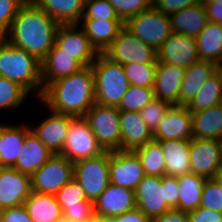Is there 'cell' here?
Returning a JSON list of instances; mask_svg holds the SVG:
<instances>
[{
    "mask_svg": "<svg viewBox=\"0 0 222 222\" xmlns=\"http://www.w3.org/2000/svg\"><path fill=\"white\" fill-rule=\"evenodd\" d=\"M60 24L32 0L19 8L3 38L42 61L55 44Z\"/></svg>",
    "mask_w": 222,
    "mask_h": 222,
    "instance_id": "obj_1",
    "label": "cell"
},
{
    "mask_svg": "<svg viewBox=\"0 0 222 222\" xmlns=\"http://www.w3.org/2000/svg\"><path fill=\"white\" fill-rule=\"evenodd\" d=\"M51 111L71 116H85L94 105L95 80L91 66L51 82L39 99Z\"/></svg>",
    "mask_w": 222,
    "mask_h": 222,
    "instance_id": "obj_2",
    "label": "cell"
},
{
    "mask_svg": "<svg viewBox=\"0 0 222 222\" xmlns=\"http://www.w3.org/2000/svg\"><path fill=\"white\" fill-rule=\"evenodd\" d=\"M0 77L12 80L29 94L35 91L38 99L43 94L41 61L3 37L0 38Z\"/></svg>",
    "mask_w": 222,
    "mask_h": 222,
    "instance_id": "obj_3",
    "label": "cell"
},
{
    "mask_svg": "<svg viewBox=\"0 0 222 222\" xmlns=\"http://www.w3.org/2000/svg\"><path fill=\"white\" fill-rule=\"evenodd\" d=\"M91 67L94 72L96 103L117 107L130 85L123 66L100 53Z\"/></svg>",
    "mask_w": 222,
    "mask_h": 222,
    "instance_id": "obj_4",
    "label": "cell"
},
{
    "mask_svg": "<svg viewBox=\"0 0 222 222\" xmlns=\"http://www.w3.org/2000/svg\"><path fill=\"white\" fill-rule=\"evenodd\" d=\"M84 117L104 151L121 150L120 111L116 107L95 102Z\"/></svg>",
    "mask_w": 222,
    "mask_h": 222,
    "instance_id": "obj_5",
    "label": "cell"
},
{
    "mask_svg": "<svg viewBox=\"0 0 222 222\" xmlns=\"http://www.w3.org/2000/svg\"><path fill=\"white\" fill-rule=\"evenodd\" d=\"M124 27L156 51L172 34L170 17L153 6L129 18Z\"/></svg>",
    "mask_w": 222,
    "mask_h": 222,
    "instance_id": "obj_6",
    "label": "cell"
},
{
    "mask_svg": "<svg viewBox=\"0 0 222 222\" xmlns=\"http://www.w3.org/2000/svg\"><path fill=\"white\" fill-rule=\"evenodd\" d=\"M105 151L97 142L84 116L73 117L60 155L73 163L100 156Z\"/></svg>",
    "mask_w": 222,
    "mask_h": 222,
    "instance_id": "obj_7",
    "label": "cell"
},
{
    "mask_svg": "<svg viewBox=\"0 0 222 222\" xmlns=\"http://www.w3.org/2000/svg\"><path fill=\"white\" fill-rule=\"evenodd\" d=\"M109 162L110 151H105L95 158L74 163V179L80 183L87 200L93 203L110 183Z\"/></svg>",
    "mask_w": 222,
    "mask_h": 222,
    "instance_id": "obj_8",
    "label": "cell"
},
{
    "mask_svg": "<svg viewBox=\"0 0 222 222\" xmlns=\"http://www.w3.org/2000/svg\"><path fill=\"white\" fill-rule=\"evenodd\" d=\"M110 61L129 63H157V51L123 27L112 44L102 53Z\"/></svg>",
    "mask_w": 222,
    "mask_h": 222,
    "instance_id": "obj_9",
    "label": "cell"
},
{
    "mask_svg": "<svg viewBox=\"0 0 222 222\" xmlns=\"http://www.w3.org/2000/svg\"><path fill=\"white\" fill-rule=\"evenodd\" d=\"M74 178V163L60 154H54L31 176L32 191L56 194Z\"/></svg>",
    "mask_w": 222,
    "mask_h": 222,
    "instance_id": "obj_10",
    "label": "cell"
},
{
    "mask_svg": "<svg viewBox=\"0 0 222 222\" xmlns=\"http://www.w3.org/2000/svg\"><path fill=\"white\" fill-rule=\"evenodd\" d=\"M145 176L141 161L135 151H110V183L135 191Z\"/></svg>",
    "mask_w": 222,
    "mask_h": 222,
    "instance_id": "obj_11",
    "label": "cell"
},
{
    "mask_svg": "<svg viewBox=\"0 0 222 222\" xmlns=\"http://www.w3.org/2000/svg\"><path fill=\"white\" fill-rule=\"evenodd\" d=\"M139 208L150 220L171 208L167 205L166 175L145 176L135 189Z\"/></svg>",
    "mask_w": 222,
    "mask_h": 222,
    "instance_id": "obj_12",
    "label": "cell"
},
{
    "mask_svg": "<svg viewBox=\"0 0 222 222\" xmlns=\"http://www.w3.org/2000/svg\"><path fill=\"white\" fill-rule=\"evenodd\" d=\"M55 43L84 67L91 66L100 54L78 24L60 25L55 36Z\"/></svg>",
    "mask_w": 222,
    "mask_h": 222,
    "instance_id": "obj_13",
    "label": "cell"
},
{
    "mask_svg": "<svg viewBox=\"0 0 222 222\" xmlns=\"http://www.w3.org/2000/svg\"><path fill=\"white\" fill-rule=\"evenodd\" d=\"M222 140L198 139L190 140V170L192 173L214 178L221 165Z\"/></svg>",
    "mask_w": 222,
    "mask_h": 222,
    "instance_id": "obj_14",
    "label": "cell"
},
{
    "mask_svg": "<svg viewBox=\"0 0 222 222\" xmlns=\"http://www.w3.org/2000/svg\"><path fill=\"white\" fill-rule=\"evenodd\" d=\"M93 205L95 218L104 221L136 208L135 191L109 183Z\"/></svg>",
    "mask_w": 222,
    "mask_h": 222,
    "instance_id": "obj_15",
    "label": "cell"
},
{
    "mask_svg": "<svg viewBox=\"0 0 222 222\" xmlns=\"http://www.w3.org/2000/svg\"><path fill=\"white\" fill-rule=\"evenodd\" d=\"M200 60L196 38L172 33L157 50V62L187 68Z\"/></svg>",
    "mask_w": 222,
    "mask_h": 222,
    "instance_id": "obj_16",
    "label": "cell"
},
{
    "mask_svg": "<svg viewBox=\"0 0 222 222\" xmlns=\"http://www.w3.org/2000/svg\"><path fill=\"white\" fill-rule=\"evenodd\" d=\"M31 192V176L0 167V210L23 205Z\"/></svg>",
    "mask_w": 222,
    "mask_h": 222,
    "instance_id": "obj_17",
    "label": "cell"
},
{
    "mask_svg": "<svg viewBox=\"0 0 222 222\" xmlns=\"http://www.w3.org/2000/svg\"><path fill=\"white\" fill-rule=\"evenodd\" d=\"M153 140L192 139V115L186 106L171 105L156 130L152 133Z\"/></svg>",
    "mask_w": 222,
    "mask_h": 222,
    "instance_id": "obj_18",
    "label": "cell"
},
{
    "mask_svg": "<svg viewBox=\"0 0 222 222\" xmlns=\"http://www.w3.org/2000/svg\"><path fill=\"white\" fill-rule=\"evenodd\" d=\"M48 110L50 115L41 120V123L34 125L35 128L30 129L53 154H59L74 116Z\"/></svg>",
    "mask_w": 222,
    "mask_h": 222,
    "instance_id": "obj_19",
    "label": "cell"
},
{
    "mask_svg": "<svg viewBox=\"0 0 222 222\" xmlns=\"http://www.w3.org/2000/svg\"><path fill=\"white\" fill-rule=\"evenodd\" d=\"M84 66L56 43L41 61L43 91L53 81L79 72Z\"/></svg>",
    "mask_w": 222,
    "mask_h": 222,
    "instance_id": "obj_20",
    "label": "cell"
},
{
    "mask_svg": "<svg viewBox=\"0 0 222 222\" xmlns=\"http://www.w3.org/2000/svg\"><path fill=\"white\" fill-rule=\"evenodd\" d=\"M185 68L157 62L154 97L171 105H179V95Z\"/></svg>",
    "mask_w": 222,
    "mask_h": 222,
    "instance_id": "obj_21",
    "label": "cell"
},
{
    "mask_svg": "<svg viewBox=\"0 0 222 222\" xmlns=\"http://www.w3.org/2000/svg\"><path fill=\"white\" fill-rule=\"evenodd\" d=\"M121 150H135L153 140L140 112L120 111Z\"/></svg>",
    "mask_w": 222,
    "mask_h": 222,
    "instance_id": "obj_22",
    "label": "cell"
},
{
    "mask_svg": "<svg viewBox=\"0 0 222 222\" xmlns=\"http://www.w3.org/2000/svg\"><path fill=\"white\" fill-rule=\"evenodd\" d=\"M54 154L30 130L25 137L24 145L13 168L20 173L32 176Z\"/></svg>",
    "mask_w": 222,
    "mask_h": 222,
    "instance_id": "obj_23",
    "label": "cell"
},
{
    "mask_svg": "<svg viewBox=\"0 0 222 222\" xmlns=\"http://www.w3.org/2000/svg\"><path fill=\"white\" fill-rule=\"evenodd\" d=\"M31 126L0 123V167H13Z\"/></svg>",
    "mask_w": 222,
    "mask_h": 222,
    "instance_id": "obj_24",
    "label": "cell"
},
{
    "mask_svg": "<svg viewBox=\"0 0 222 222\" xmlns=\"http://www.w3.org/2000/svg\"><path fill=\"white\" fill-rule=\"evenodd\" d=\"M217 64L198 60L185 69L182 80L179 105L187 106L204 86V83L216 73Z\"/></svg>",
    "mask_w": 222,
    "mask_h": 222,
    "instance_id": "obj_25",
    "label": "cell"
},
{
    "mask_svg": "<svg viewBox=\"0 0 222 222\" xmlns=\"http://www.w3.org/2000/svg\"><path fill=\"white\" fill-rule=\"evenodd\" d=\"M99 53H103L124 27L121 20L81 19L78 24Z\"/></svg>",
    "mask_w": 222,
    "mask_h": 222,
    "instance_id": "obj_26",
    "label": "cell"
},
{
    "mask_svg": "<svg viewBox=\"0 0 222 222\" xmlns=\"http://www.w3.org/2000/svg\"><path fill=\"white\" fill-rule=\"evenodd\" d=\"M157 142L164 152L167 176L178 177L191 173L190 140L176 139Z\"/></svg>",
    "mask_w": 222,
    "mask_h": 222,
    "instance_id": "obj_27",
    "label": "cell"
},
{
    "mask_svg": "<svg viewBox=\"0 0 222 222\" xmlns=\"http://www.w3.org/2000/svg\"><path fill=\"white\" fill-rule=\"evenodd\" d=\"M172 33L196 37L209 22L203 2L181 9L169 16Z\"/></svg>",
    "mask_w": 222,
    "mask_h": 222,
    "instance_id": "obj_28",
    "label": "cell"
},
{
    "mask_svg": "<svg viewBox=\"0 0 222 222\" xmlns=\"http://www.w3.org/2000/svg\"><path fill=\"white\" fill-rule=\"evenodd\" d=\"M191 115L192 138L222 140V103Z\"/></svg>",
    "mask_w": 222,
    "mask_h": 222,
    "instance_id": "obj_29",
    "label": "cell"
},
{
    "mask_svg": "<svg viewBox=\"0 0 222 222\" xmlns=\"http://www.w3.org/2000/svg\"><path fill=\"white\" fill-rule=\"evenodd\" d=\"M60 25L79 24L84 14L85 0H32Z\"/></svg>",
    "mask_w": 222,
    "mask_h": 222,
    "instance_id": "obj_30",
    "label": "cell"
},
{
    "mask_svg": "<svg viewBox=\"0 0 222 222\" xmlns=\"http://www.w3.org/2000/svg\"><path fill=\"white\" fill-rule=\"evenodd\" d=\"M23 205L34 222H55L63 216L55 194L32 191Z\"/></svg>",
    "mask_w": 222,
    "mask_h": 222,
    "instance_id": "obj_31",
    "label": "cell"
},
{
    "mask_svg": "<svg viewBox=\"0 0 222 222\" xmlns=\"http://www.w3.org/2000/svg\"><path fill=\"white\" fill-rule=\"evenodd\" d=\"M195 38L200 60L219 64L222 56V25L209 21Z\"/></svg>",
    "mask_w": 222,
    "mask_h": 222,
    "instance_id": "obj_32",
    "label": "cell"
},
{
    "mask_svg": "<svg viewBox=\"0 0 222 222\" xmlns=\"http://www.w3.org/2000/svg\"><path fill=\"white\" fill-rule=\"evenodd\" d=\"M179 199L178 208L181 211L190 212L200 207L202 191L206 178L188 173L178 176Z\"/></svg>",
    "mask_w": 222,
    "mask_h": 222,
    "instance_id": "obj_33",
    "label": "cell"
},
{
    "mask_svg": "<svg viewBox=\"0 0 222 222\" xmlns=\"http://www.w3.org/2000/svg\"><path fill=\"white\" fill-rule=\"evenodd\" d=\"M134 151L141 161L146 176L166 175L164 152L157 141L152 140Z\"/></svg>",
    "mask_w": 222,
    "mask_h": 222,
    "instance_id": "obj_34",
    "label": "cell"
},
{
    "mask_svg": "<svg viewBox=\"0 0 222 222\" xmlns=\"http://www.w3.org/2000/svg\"><path fill=\"white\" fill-rule=\"evenodd\" d=\"M220 103H222V85L219 76L215 73L186 107L190 112H199Z\"/></svg>",
    "mask_w": 222,
    "mask_h": 222,
    "instance_id": "obj_35",
    "label": "cell"
},
{
    "mask_svg": "<svg viewBox=\"0 0 222 222\" xmlns=\"http://www.w3.org/2000/svg\"><path fill=\"white\" fill-rule=\"evenodd\" d=\"M154 98L153 87L129 85L116 108L119 111L140 112Z\"/></svg>",
    "mask_w": 222,
    "mask_h": 222,
    "instance_id": "obj_36",
    "label": "cell"
},
{
    "mask_svg": "<svg viewBox=\"0 0 222 222\" xmlns=\"http://www.w3.org/2000/svg\"><path fill=\"white\" fill-rule=\"evenodd\" d=\"M28 95L29 93L17 83L0 77V110L18 109L24 104Z\"/></svg>",
    "mask_w": 222,
    "mask_h": 222,
    "instance_id": "obj_37",
    "label": "cell"
},
{
    "mask_svg": "<svg viewBox=\"0 0 222 222\" xmlns=\"http://www.w3.org/2000/svg\"><path fill=\"white\" fill-rule=\"evenodd\" d=\"M55 197L62 210L74 206H94L93 202L87 200L80 183L74 178L66 183Z\"/></svg>",
    "mask_w": 222,
    "mask_h": 222,
    "instance_id": "obj_38",
    "label": "cell"
},
{
    "mask_svg": "<svg viewBox=\"0 0 222 222\" xmlns=\"http://www.w3.org/2000/svg\"><path fill=\"white\" fill-rule=\"evenodd\" d=\"M130 85L153 87L157 63H129L122 65Z\"/></svg>",
    "mask_w": 222,
    "mask_h": 222,
    "instance_id": "obj_39",
    "label": "cell"
},
{
    "mask_svg": "<svg viewBox=\"0 0 222 222\" xmlns=\"http://www.w3.org/2000/svg\"><path fill=\"white\" fill-rule=\"evenodd\" d=\"M81 19L120 20L108 0H85L84 14Z\"/></svg>",
    "mask_w": 222,
    "mask_h": 222,
    "instance_id": "obj_40",
    "label": "cell"
},
{
    "mask_svg": "<svg viewBox=\"0 0 222 222\" xmlns=\"http://www.w3.org/2000/svg\"><path fill=\"white\" fill-rule=\"evenodd\" d=\"M120 20L125 23L129 18L152 7V0H108Z\"/></svg>",
    "mask_w": 222,
    "mask_h": 222,
    "instance_id": "obj_41",
    "label": "cell"
},
{
    "mask_svg": "<svg viewBox=\"0 0 222 222\" xmlns=\"http://www.w3.org/2000/svg\"><path fill=\"white\" fill-rule=\"evenodd\" d=\"M200 207L222 212V185L214 178L206 179Z\"/></svg>",
    "mask_w": 222,
    "mask_h": 222,
    "instance_id": "obj_42",
    "label": "cell"
},
{
    "mask_svg": "<svg viewBox=\"0 0 222 222\" xmlns=\"http://www.w3.org/2000/svg\"><path fill=\"white\" fill-rule=\"evenodd\" d=\"M170 106L171 104L168 102L154 98L140 111L142 119L152 133L156 130L158 122L164 117Z\"/></svg>",
    "mask_w": 222,
    "mask_h": 222,
    "instance_id": "obj_43",
    "label": "cell"
},
{
    "mask_svg": "<svg viewBox=\"0 0 222 222\" xmlns=\"http://www.w3.org/2000/svg\"><path fill=\"white\" fill-rule=\"evenodd\" d=\"M26 0H0V38L9 30V27Z\"/></svg>",
    "mask_w": 222,
    "mask_h": 222,
    "instance_id": "obj_44",
    "label": "cell"
},
{
    "mask_svg": "<svg viewBox=\"0 0 222 222\" xmlns=\"http://www.w3.org/2000/svg\"><path fill=\"white\" fill-rule=\"evenodd\" d=\"M202 0H152V6L165 15H172L183 8L201 3Z\"/></svg>",
    "mask_w": 222,
    "mask_h": 222,
    "instance_id": "obj_45",
    "label": "cell"
},
{
    "mask_svg": "<svg viewBox=\"0 0 222 222\" xmlns=\"http://www.w3.org/2000/svg\"><path fill=\"white\" fill-rule=\"evenodd\" d=\"M63 217L71 222H92L95 218L94 206H74L62 210Z\"/></svg>",
    "mask_w": 222,
    "mask_h": 222,
    "instance_id": "obj_46",
    "label": "cell"
},
{
    "mask_svg": "<svg viewBox=\"0 0 222 222\" xmlns=\"http://www.w3.org/2000/svg\"><path fill=\"white\" fill-rule=\"evenodd\" d=\"M0 222H34L24 205L0 210Z\"/></svg>",
    "mask_w": 222,
    "mask_h": 222,
    "instance_id": "obj_47",
    "label": "cell"
},
{
    "mask_svg": "<svg viewBox=\"0 0 222 222\" xmlns=\"http://www.w3.org/2000/svg\"><path fill=\"white\" fill-rule=\"evenodd\" d=\"M189 222H222V212L198 207L188 212Z\"/></svg>",
    "mask_w": 222,
    "mask_h": 222,
    "instance_id": "obj_48",
    "label": "cell"
},
{
    "mask_svg": "<svg viewBox=\"0 0 222 222\" xmlns=\"http://www.w3.org/2000/svg\"><path fill=\"white\" fill-rule=\"evenodd\" d=\"M167 205L171 208H178L179 183L178 178L166 175Z\"/></svg>",
    "mask_w": 222,
    "mask_h": 222,
    "instance_id": "obj_49",
    "label": "cell"
},
{
    "mask_svg": "<svg viewBox=\"0 0 222 222\" xmlns=\"http://www.w3.org/2000/svg\"><path fill=\"white\" fill-rule=\"evenodd\" d=\"M103 222H150V219L139 209L127 211L124 214L104 220Z\"/></svg>",
    "mask_w": 222,
    "mask_h": 222,
    "instance_id": "obj_50",
    "label": "cell"
},
{
    "mask_svg": "<svg viewBox=\"0 0 222 222\" xmlns=\"http://www.w3.org/2000/svg\"><path fill=\"white\" fill-rule=\"evenodd\" d=\"M150 222H189L188 212L181 211L177 208L170 209L160 216L151 219Z\"/></svg>",
    "mask_w": 222,
    "mask_h": 222,
    "instance_id": "obj_51",
    "label": "cell"
},
{
    "mask_svg": "<svg viewBox=\"0 0 222 222\" xmlns=\"http://www.w3.org/2000/svg\"><path fill=\"white\" fill-rule=\"evenodd\" d=\"M210 22L222 25V0L217 2H203Z\"/></svg>",
    "mask_w": 222,
    "mask_h": 222,
    "instance_id": "obj_52",
    "label": "cell"
},
{
    "mask_svg": "<svg viewBox=\"0 0 222 222\" xmlns=\"http://www.w3.org/2000/svg\"><path fill=\"white\" fill-rule=\"evenodd\" d=\"M214 179H215L220 185H222V164H221L220 167L217 169V172H216V175H215Z\"/></svg>",
    "mask_w": 222,
    "mask_h": 222,
    "instance_id": "obj_53",
    "label": "cell"
},
{
    "mask_svg": "<svg viewBox=\"0 0 222 222\" xmlns=\"http://www.w3.org/2000/svg\"><path fill=\"white\" fill-rule=\"evenodd\" d=\"M216 73L219 76V79L222 85V64H217Z\"/></svg>",
    "mask_w": 222,
    "mask_h": 222,
    "instance_id": "obj_54",
    "label": "cell"
},
{
    "mask_svg": "<svg viewBox=\"0 0 222 222\" xmlns=\"http://www.w3.org/2000/svg\"><path fill=\"white\" fill-rule=\"evenodd\" d=\"M55 222H71V221L62 216V217H60V218H59L57 221H55Z\"/></svg>",
    "mask_w": 222,
    "mask_h": 222,
    "instance_id": "obj_55",
    "label": "cell"
},
{
    "mask_svg": "<svg viewBox=\"0 0 222 222\" xmlns=\"http://www.w3.org/2000/svg\"><path fill=\"white\" fill-rule=\"evenodd\" d=\"M218 0H202V2H217Z\"/></svg>",
    "mask_w": 222,
    "mask_h": 222,
    "instance_id": "obj_56",
    "label": "cell"
},
{
    "mask_svg": "<svg viewBox=\"0 0 222 222\" xmlns=\"http://www.w3.org/2000/svg\"><path fill=\"white\" fill-rule=\"evenodd\" d=\"M92 222H103V221L100 219H94Z\"/></svg>",
    "mask_w": 222,
    "mask_h": 222,
    "instance_id": "obj_57",
    "label": "cell"
},
{
    "mask_svg": "<svg viewBox=\"0 0 222 222\" xmlns=\"http://www.w3.org/2000/svg\"><path fill=\"white\" fill-rule=\"evenodd\" d=\"M221 164H222V145H221Z\"/></svg>",
    "mask_w": 222,
    "mask_h": 222,
    "instance_id": "obj_58",
    "label": "cell"
}]
</instances>
